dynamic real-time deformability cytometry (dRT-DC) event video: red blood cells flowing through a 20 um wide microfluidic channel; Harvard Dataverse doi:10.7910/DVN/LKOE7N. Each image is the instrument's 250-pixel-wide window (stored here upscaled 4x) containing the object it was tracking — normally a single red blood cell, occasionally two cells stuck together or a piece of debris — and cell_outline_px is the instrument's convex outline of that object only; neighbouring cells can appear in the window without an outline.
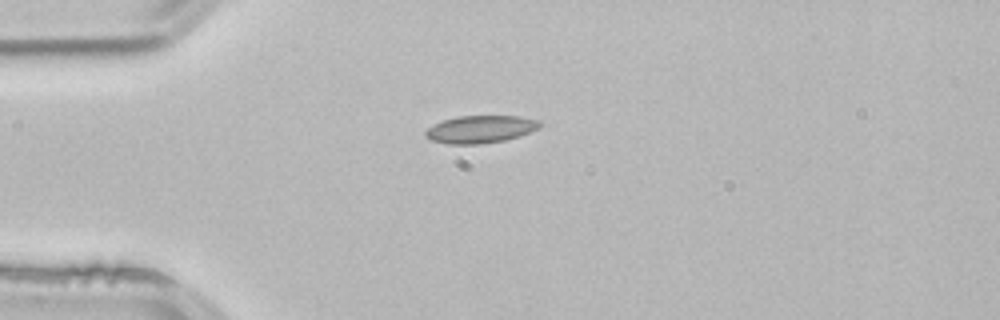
{"species": "common noctule bat (a hibernating species)", "species_latin": "Nyctalus noctula", "temperature_condition": "room temperature", "stored_images_in_passage": 1, "camera_frame_rate_fps": 3000, "um_per_image_px": 0.085, "animal": {"sex": "male", "body_mass_g": 21.5, "forearm_length_mm": 52.0}, "frame": {"image": 1, "passage_image": 1, "time_ms": 0.0, "image_size_px": [1000, 320], "cell_outline_px": [[540, 128], [504, 140], [480, 144], [448, 144], [432, 140], [424, 136], [424, 132], [428, 128], [444, 120], [456, 116], [516, 116], [540, 120]], "centroid_in_image_um": [40.81, 10.98], "position_along_channel_um": 44.2, "area_um2": 18.09}}